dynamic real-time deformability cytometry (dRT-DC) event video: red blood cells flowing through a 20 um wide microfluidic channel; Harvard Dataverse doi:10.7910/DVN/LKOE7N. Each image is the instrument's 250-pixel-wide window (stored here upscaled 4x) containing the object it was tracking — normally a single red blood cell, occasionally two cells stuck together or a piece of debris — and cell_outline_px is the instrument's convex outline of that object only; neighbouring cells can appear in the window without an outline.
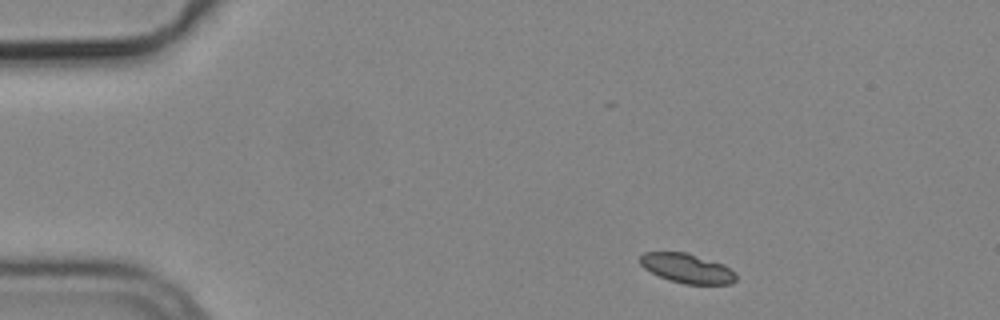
{"species": "common noctule bat (a hibernating species)", "species_latin": "Nyctalus noctula", "temperature_condition": "cold", "stored_images_in_passage": 3, "camera_frame_rate_fps": 3000, "um_per_image_px": 0.085, "animal": {"sex": "male", "body_mass_g": 19.2, "forearm_length_mm": 51.8}, "frame": {"image": 1, "passage_image": 1, "time_ms": 0.0, "image_size_px": [1000, 320], "cell_outline_px": [[736, 280], [732, 284], [684, 284], [668, 280], [644, 268], [640, 264], [640, 256], [644, 252], [688, 252], [724, 264], [736, 272]], "centroid_in_image_um": [58.43, 22.8], "position_along_channel_um": 26.6, "area_um2": 16.65}}